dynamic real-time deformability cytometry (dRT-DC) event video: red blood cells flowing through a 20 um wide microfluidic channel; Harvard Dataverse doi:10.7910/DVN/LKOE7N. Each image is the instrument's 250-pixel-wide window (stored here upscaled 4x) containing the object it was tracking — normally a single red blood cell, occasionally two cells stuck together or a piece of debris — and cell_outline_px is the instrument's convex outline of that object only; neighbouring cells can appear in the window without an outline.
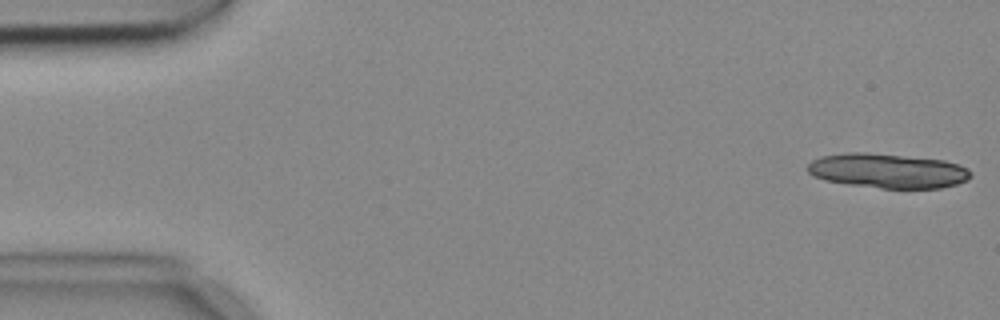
{"species": "common noctule bat (a hibernating species)", "species_latin": "Nyctalus noctula", "temperature_condition": "cold", "stored_images_in_passage": 6, "camera_frame_rate_fps": 3000, "um_per_image_px": 0.085, "animal": {"sex": "female", "body_mass_g": 18.4}, "frame": {"image": 1, "passage_image": 1, "time_ms": 0.0, "image_size_px": [1000, 320], "cell_outline_px": [[972, 176], [968, 180], [956, 184], [940, 188], [880, 188], [848, 184], [828, 180], [816, 176], [808, 172], [808, 164], [812, 160], [820, 156], [844, 152], [864, 152], [944, 160], [960, 164], [968, 168], [972, 172]], "centroid_in_image_um": [75.5, 14.51], "position_along_channel_um": 9.5, "area_um2": 32.83}}